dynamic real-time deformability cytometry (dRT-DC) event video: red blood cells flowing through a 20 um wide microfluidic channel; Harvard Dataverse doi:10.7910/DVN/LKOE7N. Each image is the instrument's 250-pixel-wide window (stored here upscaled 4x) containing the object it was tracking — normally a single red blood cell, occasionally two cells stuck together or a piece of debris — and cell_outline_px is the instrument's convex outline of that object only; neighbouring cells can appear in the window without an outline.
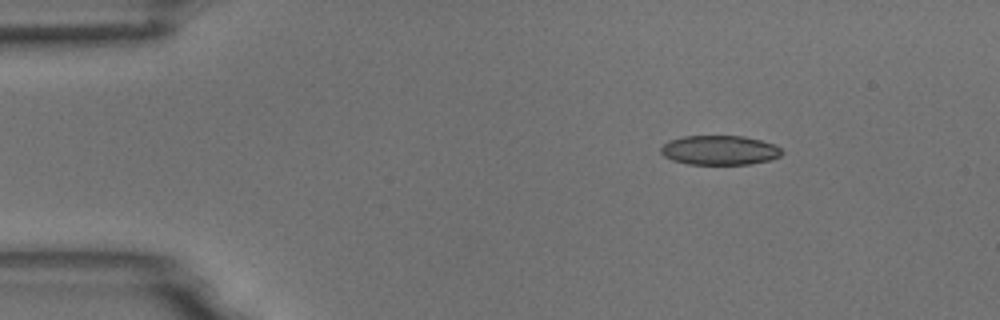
{"species": "common noctule bat (a hibernating species)", "species_latin": "Nyctalus noctula", "temperature_condition": "room temperature", "stored_images_in_passage": 47, "camera_frame_rate_fps": 3000, "um_per_image_px": 0.085, "animal": {"sex": "male", "body_mass_g": 18.8}, "frame": {"image": 1, "passage_image": 1, "time_ms": 0.0, "image_size_px": [1000, 320], "cell_outline_px": [[784, 152], [780, 156], [768, 160], [752, 164], [688, 164], [672, 160], [664, 156], [660, 152], [660, 148], [668, 140], [684, 136], [744, 136], [760, 140], [772, 144], [780, 148]], "centroid_in_image_um": [61.14, 12.76], "position_along_channel_um": 23.9, "area_um2": 20.75}}
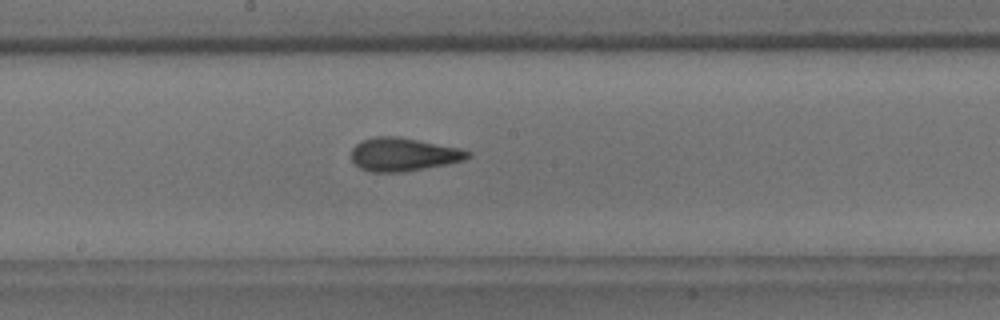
{"frame": {"image": 2, "passage_image": 22, "time_ms": 7.0, "image_size_px": [1000, 320], "cell_outline_px": [[472, 156], [464, 160], [448, 164], [404, 172], [372, 172], [360, 168], [352, 160], [352, 148], [360, 140], [372, 136], [396, 136], [460, 148], [472, 152]], "centroid_in_image_um": [34.29, 13.12], "position_along_channel_um": 213.9, "area_um2": 22.72}}
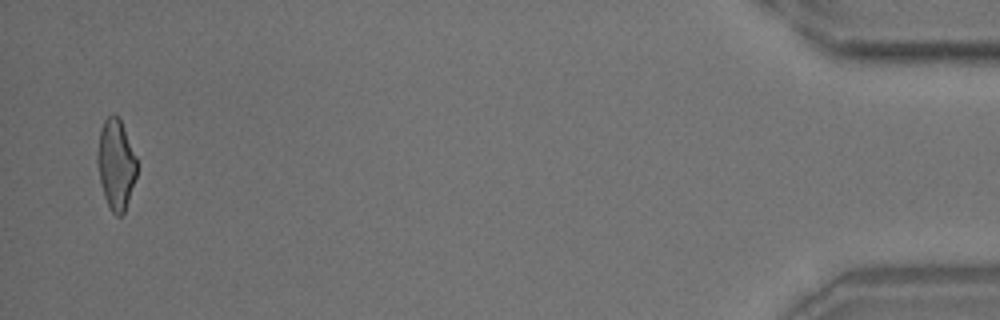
{"frame": {"image": 3, "passage_image": 46, "time_ms": 15.0, "image_size_px": [1000, 320], "cell_outline_px": [[136, 176], [124, 212], [120, 216], [116, 216], [112, 212], [104, 196], [100, 180], [96, 160], [96, 152], [100, 128], [104, 120], [112, 112], [120, 116], [136, 156]], "centroid_in_image_um": [9.84, 13.89], "position_along_channel_um": 425.4, "area_um2": 20.92}, "authors_computed_cell_mechanics": {"area_um2": 21.6172, "velocity_mm_per_s": 3.7193, "shape_relaxation_time_tau1_ms": 7.6872, "shape_relaxation_time_tau2_ms": 1.59, "deformation_change_tau1": 0.1858, "deformation_change_tau2": 0.0994}}